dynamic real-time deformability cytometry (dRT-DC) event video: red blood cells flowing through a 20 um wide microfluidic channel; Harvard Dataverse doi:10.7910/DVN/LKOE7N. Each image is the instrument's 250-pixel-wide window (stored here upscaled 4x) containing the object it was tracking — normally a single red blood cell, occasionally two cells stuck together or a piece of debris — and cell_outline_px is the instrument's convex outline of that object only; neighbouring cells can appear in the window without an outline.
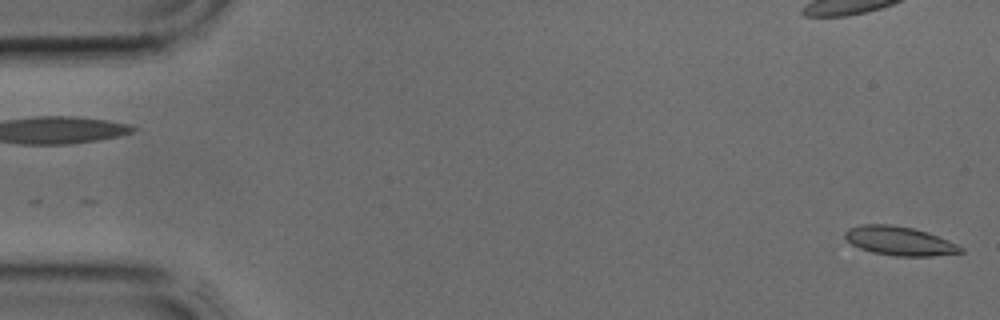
{"species": "common noctule bat (a hibernating species)", "species_latin": "Nyctalus noctula", "temperature_condition": "cold", "stored_images_in_passage": 3, "camera_frame_rate_fps": 3000, "um_per_image_px": 0.085, "animal": {"sex": "male", "body_mass_g": 17.9, "forearm_length_mm": 54.2}, "frame": {"image": 1, "passage_image": 3, "time_ms": 0.667, "image_size_px": [1000, 320], "cell_outline_px": [[964, 252], [932, 256], [896, 256], [872, 252], [860, 248], [852, 244], [844, 236], [844, 232], [848, 228], [860, 224], [892, 224], [912, 228], [928, 232], [948, 240], [964, 248]], "centroid_in_image_um": [76.45, 20.47], "position_along_channel_um": 8.6, "area_um2": 19.54}}